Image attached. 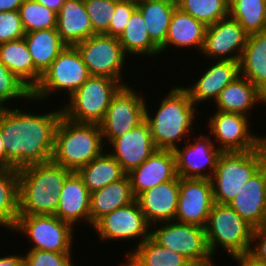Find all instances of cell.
Listing matches in <instances>:
<instances>
[{"mask_svg": "<svg viewBox=\"0 0 266 266\" xmlns=\"http://www.w3.org/2000/svg\"><path fill=\"white\" fill-rule=\"evenodd\" d=\"M239 69L266 96V30L248 35Z\"/></svg>", "mask_w": 266, "mask_h": 266, "instance_id": "obj_28", "label": "cell"}, {"mask_svg": "<svg viewBox=\"0 0 266 266\" xmlns=\"http://www.w3.org/2000/svg\"><path fill=\"white\" fill-rule=\"evenodd\" d=\"M36 1L44 5L45 7L53 10L56 13L59 12L60 8L65 2V0H36Z\"/></svg>", "mask_w": 266, "mask_h": 266, "instance_id": "obj_49", "label": "cell"}, {"mask_svg": "<svg viewBox=\"0 0 266 266\" xmlns=\"http://www.w3.org/2000/svg\"><path fill=\"white\" fill-rule=\"evenodd\" d=\"M231 258L234 259V261L238 264L237 266H266V264L255 261L248 254L238 255Z\"/></svg>", "mask_w": 266, "mask_h": 266, "instance_id": "obj_46", "label": "cell"}, {"mask_svg": "<svg viewBox=\"0 0 266 266\" xmlns=\"http://www.w3.org/2000/svg\"><path fill=\"white\" fill-rule=\"evenodd\" d=\"M125 263L120 266H183L188 260L177 252L157 244L151 237L126 250Z\"/></svg>", "mask_w": 266, "mask_h": 266, "instance_id": "obj_32", "label": "cell"}, {"mask_svg": "<svg viewBox=\"0 0 266 266\" xmlns=\"http://www.w3.org/2000/svg\"><path fill=\"white\" fill-rule=\"evenodd\" d=\"M207 26L192 17L190 14L182 11L177 6L173 11L171 22L169 24L168 33L165 43L160 47V53L168 51L167 48L190 49L193 48L201 53ZM191 47V48H189Z\"/></svg>", "mask_w": 266, "mask_h": 266, "instance_id": "obj_24", "label": "cell"}, {"mask_svg": "<svg viewBox=\"0 0 266 266\" xmlns=\"http://www.w3.org/2000/svg\"><path fill=\"white\" fill-rule=\"evenodd\" d=\"M56 30L61 39L70 46L96 34L84 0H65L57 13Z\"/></svg>", "mask_w": 266, "mask_h": 266, "instance_id": "obj_26", "label": "cell"}, {"mask_svg": "<svg viewBox=\"0 0 266 266\" xmlns=\"http://www.w3.org/2000/svg\"><path fill=\"white\" fill-rule=\"evenodd\" d=\"M133 196L177 177L173 150L157 149L144 163L127 173Z\"/></svg>", "mask_w": 266, "mask_h": 266, "instance_id": "obj_20", "label": "cell"}, {"mask_svg": "<svg viewBox=\"0 0 266 266\" xmlns=\"http://www.w3.org/2000/svg\"><path fill=\"white\" fill-rule=\"evenodd\" d=\"M26 110L0 108L1 139L7 159L17 170L52 160L55 133L63 116L62 107L43 114Z\"/></svg>", "mask_w": 266, "mask_h": 266, "instance_id": "obj_1", "label": "cell"}, {"mask_svg": "<svg viewBox=\"0 0 266 266\" xmlns=\"http://www.w3.org/2000/svg\"><path fill=\"white\" fill-rule=\"evenodd\" d=\"M77 173L90 193L122 179L127 174L106 150Z\"/></svg>", "mask_w": 266, "mask_h": 266, "instance_id": "obj_34", "label": "cell"}, {"mask_svg": "<svg viewBox=\"0 0 266 266\" xmlns=\"http://www.w3.org/2000/svg\"><path fill=\"white\" fill-rule=\"evenodd\" d=\"M80 53L90 75L106 76L120 81L123 85V69L126 58L122 45L117 37L107 34H94L93 36L74 45Z\"/></svg>", "mask_w": 266, "mask_h": 266, "instance_id": "obj_12", "label": "cell"}, {"mask_svg": "<svg viewBox=\"0 0 266 266\" xmlns=\"http://www.w3.org/2000/svg\"><path fill=\"white\" fill-rule=\"evenodd\" d=\"M0 62L31 91L39 84L42 75L34 67L24 38L0 44Z\"/></svg>", "mask_w": 266, "mask_h": 266, "instance_id": "obj_27", "label": "cell"}, {"mask_svg": "<svg viewBox=\"0 0 266 266\" xmlns=\"http://www.w3.org/2000/svg\"><path fill=\"white\" fill-rule=\"evenodd\" d=\"M23 38L32 56L34 67L41 75L67 46L56 28L25 33Z\"/></svg>", "mask_w": 266, "mask_h": 266, "instance_id": "obj_30", "label": "cell"}, {"mask_svg": "<svg viewBox=\"0 0 266 266\" xmlns=\"http://www.w3.org/2000/svg\"><path fill=\"white\" fill-rule=\"evenodd\" d=\"M105 150L100 124L75 123L62 116L55 133V164L77 172Z\"/></svg>", "mask_w": 266, "mask_h": 266, "instance_id": "obj_4", "label": "cell"}, {"mask_svg": "<svg viewBox=\"0 0 266 266\" xmlns=\"http://www.w3.org/2000/svg\"><path fill=\"white\" fill-rule=\"evenodd\" d=\"M124 53L128 56L153 58L160 54V48L151 40L141 12L136 9L119 36Z\"/></svg>", "mask_w": 266, "mask_h": 266, "instance_id": "obj_33", "label": "cell"}, {"mask_svg": "<svg viewBox=\"0 0 266 266\" xmlns=\"http://www.w3.org/2000/svg\"><path fill=\"white\" fill-rule=\"evenodd\" d=\"M204 229L212 256L221 246L230 257L249 254L254 228L228 204H213Z\"/></svg>", "mask_w": 266, "mask_h": 266, "instance_id": "obj_6", "label": "cell"}, {"mask_svg": "<svg viewBox=\"0 0 266 266\" xmlns=\"http://www.w3.org/2000/svg\"><path fill=\"white\" fill-rule=\"evenodd\" d=\"M260 103L266 107V96L241 75L229 83L214 102L216 110L239 113L250 118L253 116L251 111Z\"/></svg>", "mask_w": 266, "mask_h": 266, "instance_id": "obj_25", "label": "cell"}, {"mask_svg": "<svg viewBox=\"0 0 266 266\" xmlns=\"http://www.w3.org/2000/svg\"><path fill=\"white\" fill-rule=\"evenodd\" d=\"M128 1H133V2H140V1H142V0H128Z\"/></svg>", "mask_w": 266, "mask_h": 266, "instance_id": "obj_51", "label": "cell"}, {"mask_svg": "<svg viewBox=\"0 0 266 266\" xmlns=\"http://www.w3.org/2000/svg\"><path fill=\"white\" fill-rule=\"evenodd\" d=\"M176 6V0H142L137 2V9L143 16L148 35L159 48L165 43Z\"/></svg>", "mask_w": 266, "mask_h": 266, "instance_id": "obj_31", "label": "cell"}, {"mask_svg": "<svg viewBox=\"0 0 266 266\" xmlns=\"http://www.w3.org/2000/svg\"><path fill=\"white\" fill-rule=\"evenodd\" d=\"M72 257V253L29 249L24 261L25 266H75Z\"/></svg>", "mask_w": 266, "mask_h": 266, "instance_id": "obj_41", "label": "cell"}, {"mask_svg": "<svg viewBox=\"0 0 266 266\" xmlns=\"http://www.w3.org/2000/svg\"><path fill=\"white\" fill-rule=\"evenodd\" d=\"M183 266H202L201 264L197 263V262H191L188 261L185 265Z\"/></svg>", "mask_w": 266, "mask_h": 266, "instance_id": "obj_50", "label": "cell"}, {"mask_svg": "<svg viewBox=\"0 0 266 266\" xmlns=\"http://www.w3.org/2000/svg\"><path fill=\"white\" fill-rule=\"evenodd\" d=\"M248 255L255 261L266 264V224L254 228Z\"/></svg>", "mask_w": 266, "mask_h": 266, "instance_id": "obj_44", "label": "cell"}, {"mask_svg": "<svg viewBox=\"0 0 266 266\" xmlns=\"http://www.w3.org/2000/svg\"><path fill=\"white\" fill-rule=\"evenodd\" d=\"M93 230L103 243L109 241L137 240V247L150 237L151 226L146 221L139 203L135 199L132 203L118 208L101 217L94 225ZM139 239V240H138Z\"/></svg>", "mask_w": 266, "mask_h": 266, "instance_id": "obj_14", "label": "cell"}, {"mask_svg": "<svg viewBox=\"0 0 266 266\" xmlns=\"http://www.w3.org/2000/svg\"><path fill=\"white\" fill-rule=\"evenodd\" d=\"M90 76L77 48L67 45L42 74L39 84L32 91V102H46L57 91V94L66 93L69 98Z\"/></svg>", "mask_w": 266, "mask_h": 266, "instance_id": "obj_8", "label": "cell"}, {"mask_svg": "<svg viewBox=\"0 0 266 266\" xmlns=\"http://www.w3.org/2000/svg\"><path fill=\"white\" fill-rule=\"evenodd\" d=\"M21 99L31 102L32 91L0 62V108Z\"/></svg>", "mask_w": 266, "mask_h": 266, "instance_id": "obj_39", "label": "cell"}, {"mask_svg": "<svg viewBox=\"0 0 266 266\" xmlns=\"http://www.w3.org/2000/svg\"><path fill=\"white\" fill-rule=\"evenodd\" d=\"M75 228L55 215L19 214L12 232L27 238L29 249L56 253H73Z\"/></svg>", "mask_w": 266, "mask_h": 266, "instance_id": "obj_9", "label": "cell"}, {"mask_svg": "<svg viewBox=\"0 0 266 266\" xmlns=\"http://www.w3.org/2000/svg\"><path fill=\"white\" fill-rule=\"evenodd\" d=\"M264 137V143L266 144V136H263Z\"/></svg>", "mask_w": 266, "mask_h": 266, "instance_id": "obj_52", "label": "cell"}, {"mask_svg": "<svg viewBox=\"0 0 266 266\" xmlns=\"http://www.w3.org/2000/svg\"><path fill=\"white\" fill-rule=\"evenodd\" d=\"M24 35L18 11L0 12V44L22 39Z\"/></svg>", "mask_w": 266, "mask_h": 266, "instance_id": "obj_42", "label": "cell"}, {"mask_svg": "<svg viewBox=\"0 0 266 266\" xmlns=\"http://www.w3.org/2000/svg\"><path fill=\"white\" fill-rule=\"evenodd\" d=\"M136 9V2L116 0L115 12L111 18L109 29L104 34L119 38V36L124 32L126 24Z\"/></svg>", "mask_w": 266, "mask_h": 266, "instance_id": "obj_43", "label": "cell"}, {"mask_svg": "<svg viewBox=\"0 0 266 266\" xmlns=\"http://www.w3.org/2000/svg\"><path fill=\"white\" fill-rule=\"evenodd\" d=\"M177 7L206 26L229 16V0H176Z\"/></svg>", "mask_w": 266, "mask_h": 266, "instance_id": "obj_37", "label": "cell"}, {"mask_svg": "<svg viewBox=\"0 0 266 266\" xmlns=\"http://www.w3.org/2000/svg\"><path fill=\"white\" fill-rule=\"evenodd\" d=\"M248 34L230 15L207 26L205 42L200 54L210 60L239 61Z\"/></svg>", "mask_w": 266, "mask_h": 266, "instance_id": "obj_16", "label": "cell"}, {"mask_svg": "<svg viewBox=\"0 0 266 266\" xmlns=\"http://www.w3.org/2000/svg\"><path fill=\"white\" fill-rule=\"evenodd\" d=\"M208 117L209 134L221 152L251 151L264 143L263 136L252 134L250 117L220 110Z\"/></svg>", "mask_w": 266, "mask_h": 266, "instance_id": "obj_13", "label": "cell"}, {"mask_svg": "<svg viewBox=\"0 0 266 266\" xmlns=\"http://www.w3.org/2000/svg\"><path fill=\"white\" fill-rule=\"evenodd\" d=\"M0 168L17 170L6 157V152L4 149V141L1 139V134H0Z\"/></svg>", "mask_w": 266, "mask_h": 266, "instance_id": "obj_48", "label": "cell"}, {"mask_svg": "<svg viewBox=\"0 0 266 266\" xmlns=\"http://www.w3.org/2000/svg\"><path fill=\"white\" fill-rule=\"evenodd\" d=\"M18 12L25 33L56 28L57 13L36 0H24Z\"/></svg>", "mask_w": 266, "mask_h": 266, "instance_id": "obj_38", "label": "cell"}, {"mask_svg": "<svg viewBox=\"0 0 266 266\" xmlns=\"http://www.w3.org/2000/svg\"><path fill=\"white\" fill-rule=\"evenodd\" d=\"M55 216L73 227L79 222L90 226V192L77 172L64 181Z\"/></svg>", "mask_w": 266, "mask_h": 266, "instance_id": "obj_23", "label": "cell"}, {"mask_svg": "<svg viewBox=\"0 0 266 266\" xmlns=\"http://www.w3.org/2000/svg\"><path fill=\"white\" fill-rule=\"evenodd\" d=\"M71 173L52 160L20 168L19 214L55 215L64 181Z\"/></svg>", "mask_w": 266, "mask_h": 266, "instance_id": "obj_3", "label": "cell"}, {"mask_svg": "<svg viewBox=\"0 0 266 266\" xmlns=\"http://www.w3.org/2000/svg\"><path fill=\"white\" fill-rule=\"evenodd\" d=\"M213 204L211 180L179 178L175 221L204 228Z\"/></svg>", "mask_w": 266, "mask_h": 266, "instance_id": "obj_17", "label": "cell"}, {"mask_svg": "<svg viewBox=\"0 0 266 266\" xmlns=\"http://www.w3.org/2000/svg\"><path fill=\"white\" fill-rule=\"evenodd\" d=\"M151 230L150 237L160 246L179 253L188 261L197 262L202 266H216L204 228L169 221L152 225Z\"/></svg>", "mask_w": 266, "mask_h": 266, "instance_id": "obj_10", "label": "cell"}, {"mask_svg": "<svg viewBox=\"0 0 266 266\" xmlns=\"http://www.w3.org/2000/svg\"><path fill=\"white\" fill-rule=\"evenodd\" d=\"M156 150L145 120L131 131L115 138L106 148L126 173L144 163Z\"/></svg>", "mask_w": 266, "mask_h": 266, "instance_id": "obj_19", "label": "cell"}, {"mask_svg": "<svg viewBox=\"0 0 266 266\" xmlns=\"http://www.w3.org/2000/svg\"><path fill=\"white\" fill-rule=\"evenodd\" d=\"M135 199L150 226L175 221L179 199V177L147 189Z\"/></svg>", "mask_w": 266, "mask_h": 266, "instance_id": "obj_21", "label": "cell"}, {"mask_svg": "<svg viewBox=\"0 0 266 266\" xmlns=\"http://www.w3.org/2000/svg\"><path fill=\"white\" fill-rule=\"evenodd\" d=\"M84 5L96 34L105 33L115 12L116 0H84Z\"/></svg>", "mask_w": 266, "mask_h": 266, "instance_id": "obj_40", "label": "cell"}, {"mask_svg": "<svg viewBox=\"0 0 266 266\" xmlns=\"http://www.w3.org/2000/svg\"><path fill=\"white\" fill-rule=\"evenodd\" d=\"M24 0H0V12L18 11Z\"/></svg>", "mask_w": 266, "mask_h": 266, "instance_id": "obj_47", "label": "cell"}, {"mask_svg": "<svg viewBox=\"0 0 266 266\" xmlns=\"http://www.w3.org/2000/svg\"><path fill=\"white\" fill-rule=\"evenodd\" d=\"M135 200L127 174L120 180L90 193V227L104 215Z\"/></svg>", "mask_w": 266, "mask_h": 266, "instance_id": "obj_29", "label": "cell"}, {"mask_svg": "<svg viewBox=\"0 0 266 266\" xmlns=\"http://www.w3.org/2000/svg\"><path fill=\"white\" fill-rule=\"evenodd\" d=\"M181 146L174 150L177 176L210 180L222 153L216 147L212 137L209 134H201L194 139L191 138V141L189 138Z\"/></svg>", "mask_w": 266, "mask_h": 266, "instance_id": "obj_15", "label": "cell"}, {"mask_svg": "<svg viewBox=\"0 0 266 266\" xmlns=\"http://www.w3.org/2000/svg\"><path fill=\"white\" fill-rule=\"evenodd\" d=\"M122 86L110 77L91 75L64 104L63 117L75 123L100 124Z\"/></svg>", "mask_w": 266, "mask_h": 266, "instance_id": "obj_7", "label": "cell"}, {"mask_svg": "<svg viewBox=\"0 0 266 266\" xmlns=\"http://www.w3.org/2000/svg\"><path fill=\"white\" fill-rule=\"evenodd\" d=\"M18 216V170L0 168V228L11 231Z\"/></svg>", "mask_w": 266, "mask_h": 266, "instance_id": "obj_35", "label": "cell"}, {"mask_svg": "<svg viewBox=\"0 0 266 266\" xmlns=\"http://www.w3.org/2000/svg\"><path fill=\"white\" fill-rule=\"evenodd\" d=\"M162 99L157 104L156 113H151L145 103V121L156 149L174 151L180 146L181 140L186 142L191 138L199 110L182 86L175 85Z\"/></svg>", "mask_w": 266, "mask_h": 266, "instance_id": "obj_2", "label": "cell"}, {"mask_svg": "<svg viewBox=\"0 0 266 266\" xmlns=\"http://www.w3.org/2000/svg\"><path fill=\"white\" fill-rule=\"evenodd\" d=\"M253 228L266 224V163L228 203Z\"/></svg>", "mask_w": 266, "mask_h": 266, "instance_id": "obj_22", "label": "cell"}, {"mask_svg": "<svg viewBox=\"0 0 266 266\" xmlns=\"http://www.w3.org/2000/svg\"><path fill=\"white\" fill-rule=\"evenodd\" d=\"M229 15L248 35L266 30V0H229Z\"/></svg>", "mask_w": 266, "mask_h": 266, "instance_id": "obj_36", "label": "cell"}, {"mask_svg": "<svg viewBox=\"0 0 266 266\" xmlns=\"http://www.w3.org/2000/svg\"><path fill=\"white\" fill-rule=\"evenodd\" d=\"M7 256L1 255L0 257V266H25V261H24V255L21 254H6Z\"/></svg>", "mask_w": 266, "mask_h": 266, "instance_id": "obj_45", "label": "cell"}, {"mask_svg": "<svg viewBox=\"0 0 266 266\" xmlns=\"http://www.w3.org/2000/svg\"><path fill=\"white\" fill-rule=\"evenodd\" d=\"M133 87L123 85L113 96L100 128L107 148L115 138L131 131L145 120L146 98Z\"/></svg>", "mask_w": 266, "mask_h": 266, "instance_id": "obj_11", "label": "cell"}, {"mask_svg": "<svg viewBox=\"0 0 266 266\" xmlns=\"http://www.w3.org/2000/svg\"><path fill=\"white\" fill-rule=\"evenodd\" d=\"M215 62V63H213ZM210 65H207L205 71L195 83L183 88L189 93L193 104L199 106L205 102H215L220 95V92L237 77L240 76L239 61L233 60H211ZM213 100V101H212ZM205 101V102H204Z\"/></svg>", "mask_w": 266, "mask_h": 266, "instance_id": "obj_18", "label": "cell"}, {"mask_svg": "<svg viewBox=\"0 0 266 266\" xmlns=\"http://www.w3.org/2000/svg\"><path fill=\"white\" fill-rule=\"evenodd\" d=\"M266 163V144L244 152H222L211 177L214 203L228 204Z\"/></svg>", "mask_w": 266, "mask_h": 266, "instance_id": "obj_5", "label": "cell"}]
</instances>
